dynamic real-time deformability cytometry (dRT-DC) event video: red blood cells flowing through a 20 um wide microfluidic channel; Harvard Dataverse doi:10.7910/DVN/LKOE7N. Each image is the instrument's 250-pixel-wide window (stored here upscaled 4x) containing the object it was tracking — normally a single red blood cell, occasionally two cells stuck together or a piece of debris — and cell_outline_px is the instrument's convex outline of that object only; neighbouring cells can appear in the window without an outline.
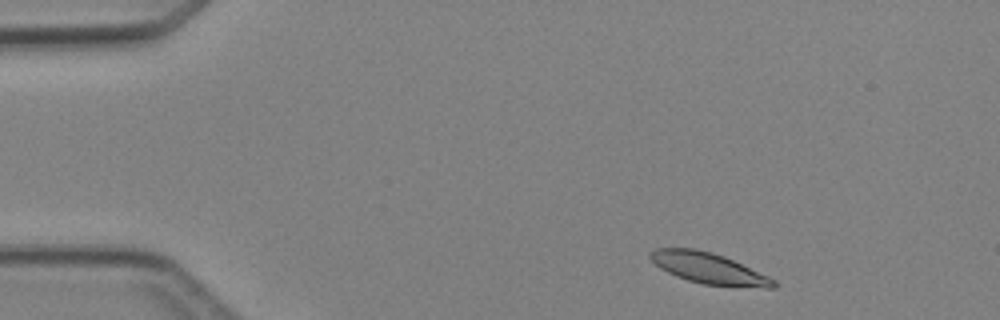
{"species": "Egyptian fruit bat (a non-hibernating species)", "species_latin": "Rousettus aegyptiacus", "temperature_condition": "cold", "stored_images_in_passage": 3, "camera_frame_rate_fps": 3000, "um_per_image_px": 0.085, "animal": {"sex": "female"}, "frame": {"image": 1, "passage_image": 1, "time_ms": 0.0, "image_size_px": [1000, 320], "cell_outline_px": [[780, 284], [776, 288], [764, 288], [704, 284], [688, 280], [676, 276], [660, 268], [648, 256], [648, 252], [656, 248], [696, 248], [712, 252], [724, 256], [768, 276], [776, 280]], "centroid_in_image_um": [60.26, 22.8], "position_along_channel_um": 24.7, "area_um2": 22.25}}